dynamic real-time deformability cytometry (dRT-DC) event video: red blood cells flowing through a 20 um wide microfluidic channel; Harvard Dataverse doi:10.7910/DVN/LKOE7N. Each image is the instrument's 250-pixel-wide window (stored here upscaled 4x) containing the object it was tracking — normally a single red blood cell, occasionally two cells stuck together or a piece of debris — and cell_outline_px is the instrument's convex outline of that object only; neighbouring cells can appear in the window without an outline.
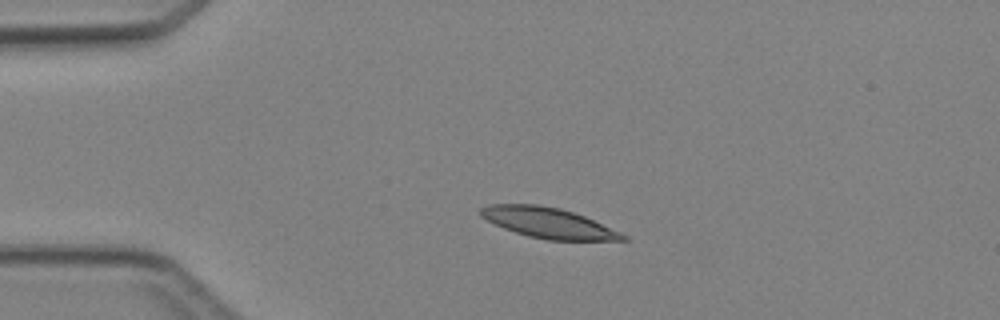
{"species": "Egyptian fruit bat (a non-hibernating species)", "species_latin": "Rousettus aegyptiacus", "temperature_condition": "cold", "stored_images_in_passage": 4, "camera_frame_rate_fps": 3000, "um_per_image_px": 0.085, "animal": {"sex": "female"}, "frame": {"image": 1, "passage_image": 2, "time_ms": 1.0, "image_size_px": [1000, 320], "cell_outline_px": [[628, 240], [548, 240], [528, 236], [504, 228], [480, 216], [480, 208], [488, 204], [536, 204], [560, 208], [584, 216], [620, 232], [628, 236]], "centroid_in_image_um": [46.6, 18.94], "position_along_channel_um": 38.4, "area_um2": 24.91}}
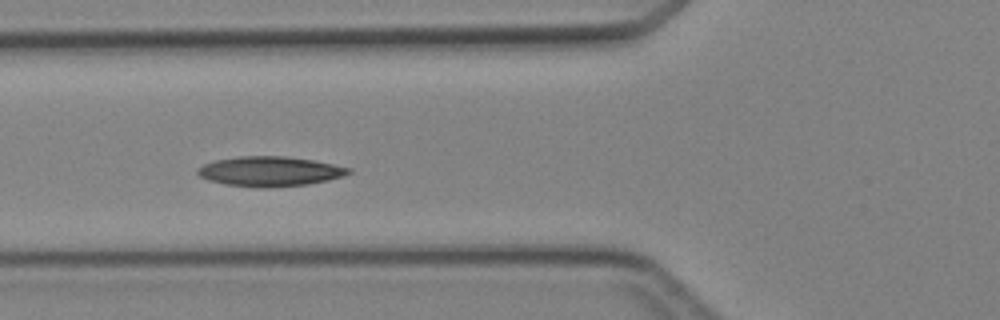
{"frame": {"image": 2, "passage_image": 4, "time_ms": 3.333, "image_size_px": [1000, 320], "cell_outline_px": [[352, 172], [344, 176], [328, 180], [308, 184], [268, 188], [256, 188], [224, 184], [208, 180], [200, 176], [196, 172], [196, 168], [212, 160], [236, 156], [284, 156], [312, 160], [352, 168]], "centroid_in_image_um": [22.9, 14.57], "position_along_channel_um": 102.9, "area_um2": 26.53}}